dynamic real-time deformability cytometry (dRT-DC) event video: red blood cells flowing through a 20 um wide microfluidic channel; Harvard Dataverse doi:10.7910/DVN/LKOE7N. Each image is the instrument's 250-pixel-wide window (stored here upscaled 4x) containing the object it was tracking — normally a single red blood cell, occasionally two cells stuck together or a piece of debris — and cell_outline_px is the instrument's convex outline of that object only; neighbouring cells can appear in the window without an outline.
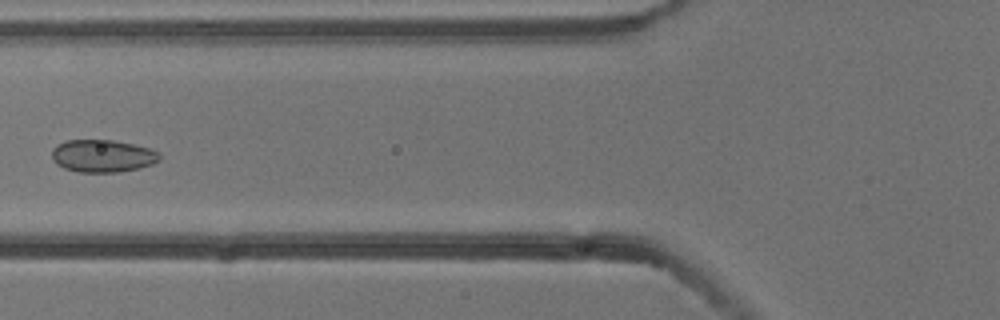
{"species": "common noctule bat (a hibernating species)", "species_latin": "Nyctalus noctula", "temperature_condition": "cold", "stored_images_in_passage": 5, "camera_frame_rate_fps": 3000, "um_per_image_px": 0.085, "animal": {"sex": "male", "body_mass_g": 13.3}, "frame": {"image": 1, "passage_image": 5, "time_ms": 1.333, "image_size_px": [1000, 320], "cell_outline_px": [[160, 160], [152, 164], [140, 168], [116, 172], [80, 172], [64, 168], [56, 164], [52, 160], [52, 148], [56, 144], [68, 140], [112, 140], [132, 144], [148, 148], [160, 152]], "centroid_in_image_um": [8.7, 13.25], "position_along_channel_um": 117.1, "area_um2": 20.46}}